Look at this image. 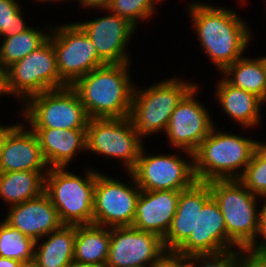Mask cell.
Instances as JSON below:
<instances>
[{
    "mask_svg": "<svg viewBox=\"0 0 266 267\" xmlns=\"http://www.w3.org/2000/svg\"><path fill=\"white\" fill-rule=\"evenodd\" d=\"M187 4L202 53L220 73L244 56L253 33L237 11L195 0Z\"/></svg>",
    "mask_w": 266,
    "mask_h": 267,
    "instance_id": "1",
    "label": "cell"
},
{
    "mask_svg": "<svg viewBox=\"0 0 266 267\" xmlns=\"http://www.w3.org/2000/svg\"><path fill=\"white\" fill-rule=\"evenodd\" d=\"M130 66V63L104 64L72 85L90 119L130 116L135 87Z\"/></svg>",
    "mask_w": 266,
    "mask_h": 267,
    "instance_id": "2",
    "label": "cell"
},
{
    "mask_svg": "<svg viewBox=\"0 0 266 267\" xmlns=\"http://www.w3.org/2000/svg\"><path fill=\"white\" fill-rule=\"evenodd\" d=\"M256 146L257 140L219 130L215 125L193 153L197 181L239 179Z\"/></svg>",
    "mask_w": 266,
    "mask_h": 267,
    "instance_id": "3",
    "label": "cell"
},
{
    "mask_svg": "<svg viewBox=\"0 0 266 267\" xmlns=\"http://www.w3.org/2000/svg\"><path fill=\"white\" fill-rule=\"evenodd\" d=\"M86 169L83 176L67 167L50 168L44 192L57 209L63 225L93 224L94 190L97 171Z\"/></svg>",
    "mask_w": 266,
    "mask_h": 267,
    "instance_id": "4",
    "label": "cell"
},
{
    "mask_svg": "<svg viewBox=\"0 0 266 267\" xmlns=\"http://www.w3.org/2000/svg\"><path fill=\"white\" fill-rule=\"evenodd\" d=\"M224 217L228 237L239 248L257 249L261 203L238 179L207 182ZM260 201V202H258Z\"/></svg>",
    "mask_w": 266,
    "mask_h": 267,
    "instance_id": "5",
    "label": "cell"
},
{
    "mask_svg": "<svg viewBox=\"0 0 266 267\" xmlns=\"http://www.w3.org/2000/svg\"><path fill=\"white\" fill-rule=\"evenodd\" d=\"M195 84L176 76L147 88L135 84L129 118L137 135L143 140L157 132L164 134L177 104Z\"/></svg>",
    "mask_w": 266,
    "mask_h": 267,
    "instance_id": "6",
    "label": "cell"
},
{
    "mask_svg": "<svg viewBox=\"0 0 266 267\" xmlns=\"http://www.w3.org/2000/svg\"><path fill=\"white\" fill-rule=\"evenodd\" d=\"M19 114L28 128L86 130L90 120L72 86L31 96L23 103Z\"/></svg>",
    "mask_w": 266,
    "mask_h": 267,
    "instance_id": "7",
    "label": "cell"
},
{
    "mask_svg": "<svg viewBox=\"0 0 266 267\" xmlns=\"http://www.w3.org/2000/svg\"><path fill=\"white\" fill-rule=\"evenodd\" d=\"M144 148L143 146L135 167L130 171L141 190L183 191L197 182L193 153L181 150L178 154L171 152L147 155L149 151ZM181 152L190 160L182 157Z\"/></svg>",
    "mask_w": 266,
    "mask_h": 267,
    "instance_id": "8",
    "label": "cell"
},
{
    "mask_svg": "<svg viewBox=\"0 0 266 267\" xmlns=\"http://www.w3.org/2000/svg\"><path fill=\"white\" fill-rule=\"evenodd\" d=\"M142 140L136 133L129 117L92 118L86 129V151L112 157L130 172L136 165L142 147Z\"/></svg>",
    "mask_w": 266,
    "mask_h": 267,
    "instance_id": "9",
    "label": "cell"
},
{
    "mask_svg": "<svg viewBox=\"0 0 266 267\" xmlns=\"http://www.w3.org/2000/svg\"><path fill=\"white\" fill-rule=\"evenodd\" d=\"M11 97L21 105L31 96L68 86L59 76L56 52L50 39L7 68Z\"/></svg>",
    "mask_w": 266,
    "mask_h": 267,
    "instance_id": "10",
    "label": "cell"
},
{
    "mask_svg": "<svg viewBox=\"0 0 266 267\" xmlns=\"http://www.w3.org/2000/svg\"><path fill=\"white\" fill-rule=\"evenodd\" d=\"M54 25L51 26L49 39L56 52L59 76L68 86L105 64L98 57L89 36L76 21Z\"/></svg>",
    "mask_w": 266,
    "mask_h": 267,
    "instance_id": "11",
    "label": "cell"
},
{
    "mask_svg": "<svg viewBox=\"0 0 266 267\" xmlns=\"http://www.w3.org/2000/svg\"><path fill=\"white\" fill-rule=\"evenodd\" d=\"M127 174L131 184L113 179L97 169L93 224L107 228L132 226L141 189L132 173Z\"/></svg>",
    "mask_w": 266,
    "mask_h": 267,
    "instance_id": "12",
    "label": "cell"
},
{
    "mask_svg": "<svg viewBox=\"0 0 266 267\" xmlns=\"http://www.w3.org/2000/svg\"><path fill=\"white\" fill-rule=\"evenodd\" d=\"M196 83L180 100L170 116L164 133L172 149L194 153L215 126L208 108L198 100ZM179 150V151H178Z\"/></svg>",
    "mask_w": 266,
    "mask_h": 267,
    "instance_id": "13",
    "label": "cell"
},
{
    "mask_svg": "<svg viewBox=\"0 0 266 267\" xmlns=\"http://www.w3.org/2000/svg\"><path fill=\"white\" fill-rule=\"evenodd\" d=\"M166 251L163 239L132 226L110 228L105 267H149Z\"/></svg>",
    "mask_w": 266,
    "mask_h": 267,
    "instance_id": "14",
    "label": "cell"
},
{
    "mask_svg": "<svg viewBox=\"0 0 266 267\" xmlns=\"http://www.w3.org/2000/svg\"><path fill=\"white\" fill-rule=\"evenodd\" d=\"M100 11H107L108 15L88 21H77L76 23L84 30L93 42L98 57L105 64L131 63L128 46L137 28L128 20L115 15L107 8H100Z\"/></svg>",
    "mask_w": 266,
    "mask_h": 267,
    "instance_id": "15",
    "label": "cell"
},
{
    "mask_svg": "<svg viewBox=\"0 0 266 267\" xmlns=\"http://www.w3.org/2000/svg\"><path fill=\"white\" fill-rule=\"evenodd\" d=\"M239 247L228 237L224 217L211 197L197 212L196 231L176 250L185 257L216 255Z\"/></svg>",
    "mask_w": 266,
    "mask_h": 267,
    "instance_id": "16",
    "label": "cell"
},
{
    "mask_svg": "<svg viewBox=\"0 0 266 267\" xmlns=\"http://www.w3.org/2000/svg\"><path fill=\"white\" fill-rule=\"evenodd\" d=\"M7 209L4 220L35 242L63 225L57 209L45 192Z\"/></svg>",
    "mask_w": 266,
    "mask_h": 267,
    "instance_id": "17",
    "label": "cell"
},
{
    "mask_svg": "<svg viewBox=\"0 0 266 267\" xmlns=\"http://www.w3.org/2000/svg\"><path fill=\"white\" fill-rule=\"evenodd\" d=\"M36 134L19 124L5 139L0 153V172L49 171Z\"/></svg>",
    "mask_w": 266,
    "mask_h": 267,
    "instance_id": "18",
    "label": "cell"
},
{
    "mask_svg": "<svg viewBox=\"0 0 266 267\" xmlns=\"http://www.w3.org/2000/svg\"><path fill=\"white\" fill-rule=\"evenodd\" d=\"M180 191L141 190L132 227L165 237L177 210Z\"/></svg>",
    "mask_w": 266,
    "mask_h": 267,
    "instance_id": "19",
    "label": "cell"
},
{
    "mask_svg": "<svg viewBox=\"0 0 266 267\" xmlns=\"http://www.w3.org/2000/svg\"><path fill=\"white\" fill-rule=\"evenodd\" d=\"M212 197L207 182H196L180 191L177 210L169 231L163 238L166 251H176L196 231L197 212Z\"/></svg>",
    "mask_w": 266,
    "mask_h": 267,
    "instance_id": "20",
    "label": "cell"
},
{
    "mask_svg": "<svg viewBox=\"0 0 266 267\" xmlns=\"http://www.w3.org/2000/svg\"><path fill=\"white\" fill-rule=\"evenodd\" d=\"M220 78L216 82L214 97L222 112L242 129L257 128L262 123L261 110L265 102L255 94L229 84L222 76Z\"/></svg>",
    "mask_w": 266,
    "mask_h": 267,
    "instance_id": "21",
    "label": "cell"
},
{
    "mask_svg": "<svg viewBox=\"0 0 266 267\" xmlns=\"http://www.w3.org/2000/svg\"><path fill=\"white\" fill-rule=\"evenodd\" d=\"M37 136L50 168L70 166L81 151L86 152V130L30 128Z\"/></svg>",
    "mask_w": 266,
    "mask_h": 267,
    "instance_id": "22",
    "label": "cell"
},
{
    "mask_svg": "<svg viewBox=\"0 0 266 267\" xmlns=\"http://www.w3.org/2000/svg\"><path fill=\"white\" fill-rule=\"evenodd\" d=\"M75 238L76 225H62L59 229L37 240L34 259L38 266L67 267L73 261Z\"/></svg>",
    "mask_w": 266,
    "mask_h": 267,
    "instance_id": "23",
    "label": "cell"
},
{
    "mask_svg": "<svg viewBox=\"0 0 266 267\" xmlns=\"http://www.w3.org/2000/svg\"><path fill=\"white\" fill-rule=\"evenodd\" d=\"M110 246V228L95 224L76 225L73 261L105 267Z\"/></svg>",
    "mask_w": 266,
    "mask_h": 267,
    "instance_id": "24",
    "label": "cell"
},
{
    "mask_svg": "<svg viewBox=\"0 0 266 267\" xmlns=\"http://www.w3.org/2000/svg\"><path fill=\"white\" fill-rule=\"evenodd\" d=\"M47 173L48 171L0 172V199L7 203L8 208L40 196L44 192Z\"/></svg>",
    "mask_w": 266,
    "mask_h": 267,
    "instance_id": "25",
    "label": "cell"
},
{
    "mask_svg": "<svg viewBox=\"0 0 266 267\" xmlns=\"http://www.w3.org/2000/svg\"><path fill=\"white\" fill-rule=\"evenodd\" d=\"M229 84L261 98L266 103V64L262 56H242L219 73Z\"/></svg>",
    "mask_w": 266,
    "mask_h": 267,
    "instance_id": "26",
    "label": "cell"
},
{
    "mask_svg": "<svg viewBox=\"0 0 266 267\" xmlns=\"http://www.w3.org/2000/svg\"><path fill=\"white\" fill-rule=\"evenodd\" d=\"M50 32L49 26H45V30L31 26L24 32L3 38L0 43V63L8 68L20 61L41 47L49 39Z\"/></svg>",
    "mask_w": 266,
    "mask_h": 267,
    "instance_id": "27",
    "label": "cell"
},
{
    "mask_svg": "<svg viewBox=\"0 0 266 267\" xmlns=\"http://www.w3.org/2000/svg\"><path fill=\"white\" fill-rule=\"evenodd\" d=\"M35 241L9 225L0 221V256L18 261L34 258Z\"/></svg>",
    "mask_w": 266,
    "mask_h": 267,
    "instance_id": "28",
    "label": "cell"
},
{
    "mask_svg": "<svg viewBox=\"0 0 266 267\" xmlns=\"http://www.w3.org/2000/svg\"><path fill=\"white\" fill-rule=\"evenodd\" d=\"M163 0H111L107 9L128 20L136 28L140 21H148L155 15L158 3Z\"/></svg>",
    "mask_w": 266,
    "mask_h": 267,
    "instance_id": "29",
    "label": "cell"
},
{
    "mask_svg": "<svg viewBox=\"0 0 266 267\" xmlns=\"http://www.w3.org/2000/svg\"><path fill=\"white\" fill-rule=\"evenodd\" d=\"M238 180L254 195L266 197V153L258 145Z\"/></svg>",
    "mask_w": 266,
    "mask_h": 267,
    "instance_id": "30",
    "label": "cell"
},
{
    "mask_svg": "<svg viewBox=\"0 0 266 267\" xmlns=\"http://www.w3.org/2000/svg\"><path fill=\"white\" fill-rule=\"evenodd\" d=\"M19 1L0 0V37H11L29 29Z\"/></svg>",
    "mask_w": 266,
    "mask_h": 267,
    "instance_id": "31",
    "label": "cell"
},
{
    "mask_svg": "<svg viewBox=\"0 0 266 267\" xmlns=\"http://www.w3.org/2000/svg\"><path fill=\"white\" fill-rule=\"evenodd\" d=\"M187 267H240V248L216 255L189 256Z\"/></svg>",
    "mask_w": 266,
    "mask_h": 267,
    "instance_id": "32",
    "label": "cell"
},
{
    "mask_svg": "<svg viewBox=\"0 0 266 267\" xmlns=\"http://www.w3.org/2000/svg\"><path fill=\"white\" fill-rule=\"evenodd\" d=\"M240 267H266V251L240 248Z\"/></svg>",
    "mask_w": 266,
    "mask_h": 267,
    "instance_id": "33",
    "label": "cell"
},
{
    "mask_svg": "<svg viewBox=\"0 0 266 267\" xmlns=\"http://www.w3.org/2000/svg\"><path fill=\"white\" fill-rule=\"evenodd\" d=\"M149 267H187V257L176 251H165Z\"/></svg>",
    "mask_w": 266,
    "mask_h": 267,
    "instance_id": "34",
    "label": "cell"
},
{
    "mask_svg": "<svg viewBox=\"0 0 266 267\" xmlns=\"http://www.w3.org/2000/svg\"><path fill=\"white\" fill-rule=\"evenodd\" d=\"M260 205L259 230L257 236V250L266 251V197L261 199ZM260 238V239H258Z\"/></svg>",
    "mask_w": 266,
    "mask_h": 267,
    "instance_id": "35",
    "label": "cell"
},
{
    "mask_svg": "<svg viewBox=\"0 0 266 267\" xmlns=\"http://www.w3.org/2000/svg\"><path fill=\"white\" fill-rule=\"evenodd\" d=\"M110 2L111 0H78V3L80 4L79 6H81V8H88L89 10L97 9L98 11L100 8H107Z\"/></svg>",
    "mask_w": 266,
    "mask_h": 267,
    "instance_id": "36",
    "label": "cell"
},
{
    "mask_svg": "<svg viewBox=\"0 0 266 267\" xmlns=\"http://www.w3.org/2000/svg\"><path fill=\"white\" fill-rule=\"evenodd\" d=\"M3 96H10V91L8 88V75L7 68L0 63V98Z\"/></svg>",
    "mask_w": 266,
    "mask_h": 267,
    "instance_id": "37",
    "label": "cell"
},
{
    "mask_svg": "<svg viewBox=\"0 0 266 267\" xmlns=\"http://www.w3.org/2000/svg\"><path fill=\"white\" fill-rule=\"evenodd\" d=\"M19 123H14L11 125H1L0 124V153L2 151L5 139L7 138V136L9 135V133L18 125Z\"/></svg>",
    "mask_w": 266,
    "mask_h": 267,
    "instance_id": "38",
    "label": "cell"
},
{
    "mask_svg": "<svg viewBox=\"0 0 266 267\" xmlns=\"http://www.w3.org/2000/svg\"><path fill=\"white\" fill-rule=\"evenodd\" d=\"M21 261L0 256V267H18Z\"/></svg>",
    "mask_w": 266,
    "mask_h": 267,
    "instance_id": "39",
    "label": "cell"
},
{
    "mask_svg": "<svg viewBox=\"0 0 266 267\" xmlns=\"http://www.w3.org/2000/svg\"><path fill=\"white\" fill-rule=\"evenodd\" d=\"M18 267H39L36 260L33 258L29 261H21Z\"/></svg>",
    "mask_w": 266,
    "mask_h": 267,
    "instance_id": "40",
    "label": "cell"
},
{
    "mask_svg": "<svg viewBox=\"0 0 266 267\" xmlns=\"http://www.w3.org/2000/svg\"><path fill=\"white\" fill-rule=\"evenodd\" d=\"M67 267H95L92 265H87V264H81V263H77L72 261Z\"/></svg>",
    "mask_w": 266,
    "mask_h": 267,
    "instance_id": "41",
    "label": "cell"
},
{
    "mask_svg": "<svg viewBox=\"0 0 266 267\" xmlns=\"http://www.w3.org/2000/svg\"><path fill=\"white\" fill-rule=\"evenodd\" d=\"M257 145L266 153V142L257 140Z\"/></svg>",
    "mask_w": 266,
    "mask_h": 267,
    "instance_id": "42",
    "label": "cell"
},
{
    "mask_svg": "<svg viewBox=\"0 0 266 267\" xmlns=\"http://www.w3.org/2000/svg\"><path fill=\"white\" fill-rule=\"evenodd\" d=\"M60 1L66 2L67 0H66V1H65V0H36V2H41V3H42V2H43V3H45V2H47V3H49V2H50V3H51V2H52V3H54V2L59 3ZM68 1H69V0H68ZM34 2H35V0H34Z\"/></svg>",
    "mask_w": 266,
    "mask_h": 267,
    "instance_id": "43",
    "label": "cell"
},
{
    "mask_svg": "<svg viewBox=\"0 0 266 267\" xmlns=\"http://www.w3.org/2000/svg\"><path fill=\"white\" fill-rule=\"evenodd\" d=\"M239 1V3L238 4H240V5H242L245 1H247V0H238Z\"/></svg>",
    "mask_w": 266,
    "mask_h": 267,
    "instance_id": "44",
    "label": "cell"
},
{
    "mask_svg": "<svg viewBox=\"0 0 266 267\" xmlns=\"http://www.w3.org/2000/svg\"><path fill=\"white\" fill-rule=\"evenodd\" d=\"M263 58H264V62H265V64H266V56H262Z\"/></svg>",
    "mask_w": 266,
    "mask_h": 267,
    "instance_id": "45",
    "label": "cell"
}]
</instances>
